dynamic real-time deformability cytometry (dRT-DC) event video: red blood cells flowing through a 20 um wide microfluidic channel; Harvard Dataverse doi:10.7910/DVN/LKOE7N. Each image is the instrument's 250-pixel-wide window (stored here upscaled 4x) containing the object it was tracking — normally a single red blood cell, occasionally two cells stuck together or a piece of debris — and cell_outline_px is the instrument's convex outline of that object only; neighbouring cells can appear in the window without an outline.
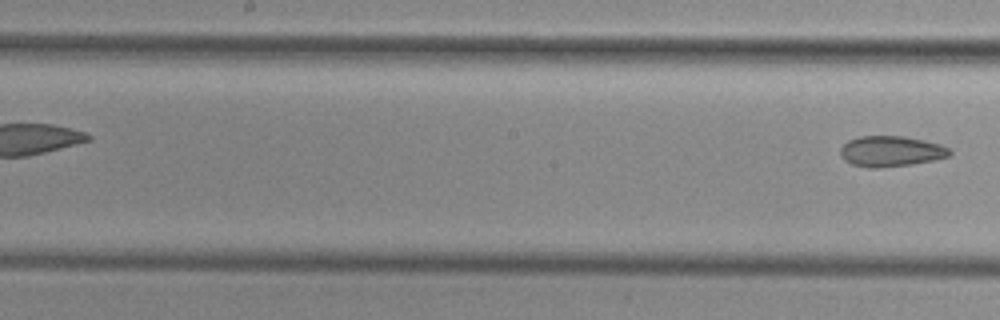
{"species": "common noctule bat (a hibernating species)", "species_latin": "Nyctalus noctula", "temperature_condition": "cold", "stored_images_in_passage": 6, "segment_of_instrument_passage": [2, 2], "camera_frame_rate_fps": 3000, "um_per_image_px": 0.085, "animal": {"sex": "female", "body_mass_g": 29.2, "forearm_length_mm": 56.3}, "frame": {"image": 1, "passage_image": 6, "time_ms": 6.0, "image_size_px": [1000, 320], "cell_outline_px": [[952, 152], [948, 156], [932, 160], [908, 164], [876, 168], [868, 168], [852, 164], [844, 160], [840, 156], [840, 148], [848, 140], [860, 136], [904, 136], [924, 140], [940, 144], [948, 148]], "centroid_in_image_um": [75.68, 12.85], "position_along_channel_um": 172.5, "area_um2": 19.36}}